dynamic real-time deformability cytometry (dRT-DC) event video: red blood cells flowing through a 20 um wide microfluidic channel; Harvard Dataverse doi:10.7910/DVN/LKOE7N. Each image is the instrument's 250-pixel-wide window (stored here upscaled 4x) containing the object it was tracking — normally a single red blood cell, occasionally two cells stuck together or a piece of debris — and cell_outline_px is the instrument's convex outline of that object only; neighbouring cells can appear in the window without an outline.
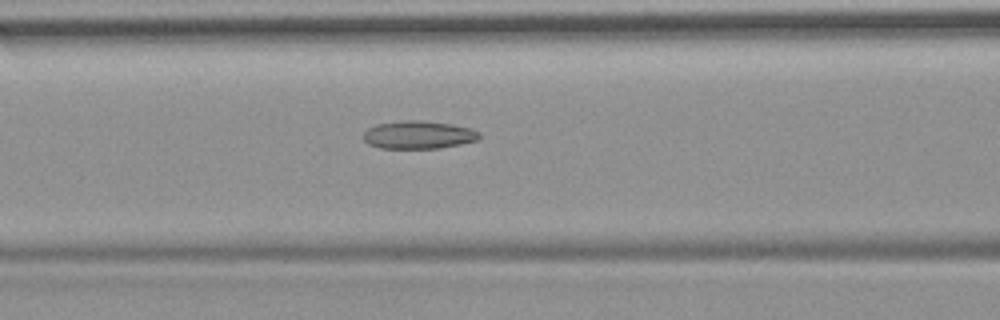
{"species": "common noctule bat (a hibernating species)", "species_latin": "Nyctalus noctula", "temperature_condition": "room temperature", "stored_images_in_passage": 6, "camera_frame_rate_fps": 3000, "um_per_image_px": 0.085, "animal": {"sex": "female", "body_mass_g": 19.9}, "frame": {"image": 1, "passage_image": 6, "time_ms": 6.667, "image_size_px": [1000, 320], "cell_outline_px": [[480, 136], [476, 140], [460, 144], [440, 148], [380, 148], [368, 144], [364, 140], [364, 132], [368, 128], [376, 124], [404, 120], [420, 120], [452, 124], [472, 128], [480, 132]], "centroid_in_image_um": [35.57, 11.45], "position_along_channel_um": 131.0, "area_um2": 18.9}}